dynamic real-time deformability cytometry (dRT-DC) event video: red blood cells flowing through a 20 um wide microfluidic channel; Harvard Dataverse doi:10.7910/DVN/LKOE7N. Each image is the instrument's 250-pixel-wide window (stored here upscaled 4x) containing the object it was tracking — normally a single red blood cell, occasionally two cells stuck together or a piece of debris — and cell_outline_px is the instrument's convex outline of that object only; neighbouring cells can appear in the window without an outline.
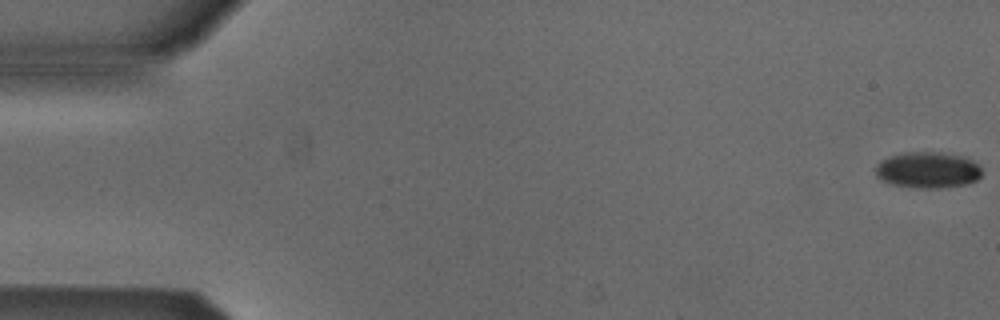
{"species": "Egyptian fruit bat (a non-hibernating species)", "species_latin": "Rousettus aegyptiacus", "temperature_condition": "cold", "stored_images_in_passage": 5, "camera_frame_rate_fps": 3000, "um_per_image_px": 0.085, "animal": {"sex": "male"}, "frame": {"image": 1, "passage_image": 1, "time_ms": 0.0, "image_size_px": [1000, 320], "cell_outline_px": [[980, 176], [976, 180], [968, 184], [936, 188], [920, 188], [896, 184], [880, 180], [876, 176], [876, 164], [880, 160], [888, 156], [904, 152], [940, 152], [964, 156], [972, 160], [980, 168]], "centroid_in_image_um": [78.84, 14.43], "position_along_channel_um": 6.2, "area_um2": 22.37}}
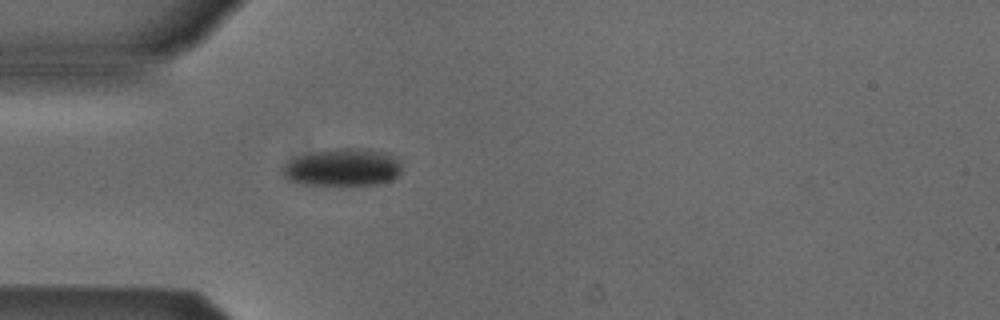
{"frame": {"image": 2, "passage_image": 5, "time_ms": 1.333, "image_size_px": [1000, 320], "cell_outline_px": [[400, 172], [392, 180], [376, 184], [300, 184], [288, 180], [284, 176], [284, 164], [288, 160], [312, 152], [332, 148], [360, 148], [388, 152], [400, 160]], "centroid_in_image_um": [29.14, 14.2], "position_along_channel_um": 55.9, "area_um2": 25.95}}